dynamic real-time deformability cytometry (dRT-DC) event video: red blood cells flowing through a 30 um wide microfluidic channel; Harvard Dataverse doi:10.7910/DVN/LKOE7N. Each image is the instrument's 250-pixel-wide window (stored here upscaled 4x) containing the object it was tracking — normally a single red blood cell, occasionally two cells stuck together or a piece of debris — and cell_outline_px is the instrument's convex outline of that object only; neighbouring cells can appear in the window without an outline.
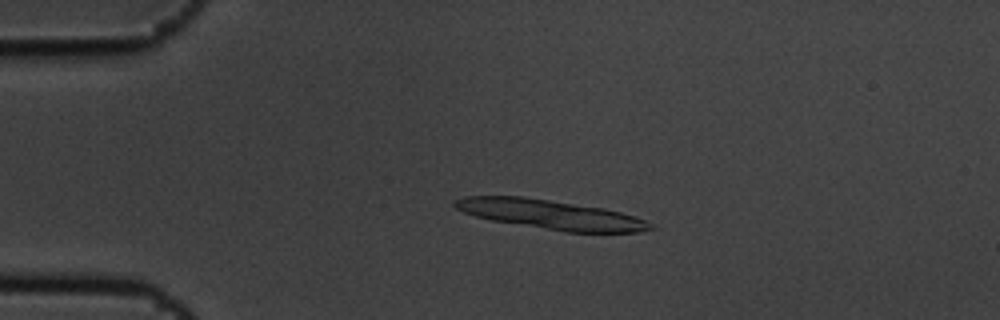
{"species": "common noctule bat (a hibernating species)", "species_latin": "Nyctalus noctula", "temperature_condition": "cold", "stored_images_in_passage": 5, "segment_of_instrument_passage": [1, 2], "camera_frame_rate_fps": 3000, "um_per_image_px": 0.085, "animal": {"sex": "male", "body_mass_g": 19.5, "forearm_length_mm": 54.6}, "frame": {"image": 1, "passage_image": 3, "time_ms": 0.667, "image_size_px": [1000, 320], "cell_outline_px": [[656, 228], [640, 232], [564, 232], [492, 220], [476, 216], [464, 212], [456, 208], [452, 204], [456, 200], [464, 196], [524, 196], [604, 208], [620, 212], [644, 220], [652, 224]], "centroid_in_image_um": [46.8, 18.23], "position_along_channel_um": 38.2, "area_um2": 33.29}}